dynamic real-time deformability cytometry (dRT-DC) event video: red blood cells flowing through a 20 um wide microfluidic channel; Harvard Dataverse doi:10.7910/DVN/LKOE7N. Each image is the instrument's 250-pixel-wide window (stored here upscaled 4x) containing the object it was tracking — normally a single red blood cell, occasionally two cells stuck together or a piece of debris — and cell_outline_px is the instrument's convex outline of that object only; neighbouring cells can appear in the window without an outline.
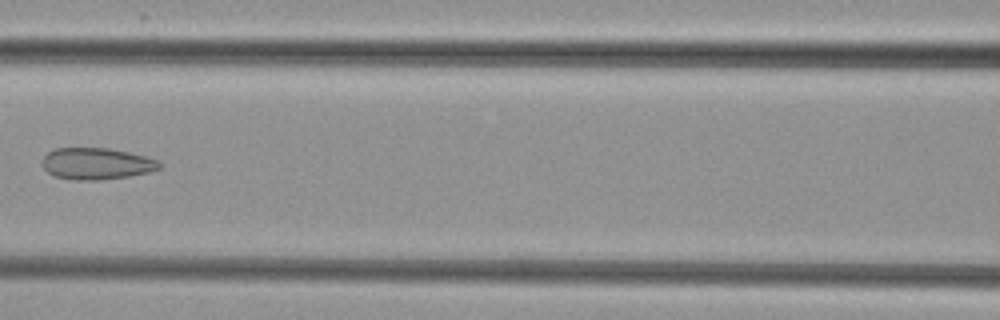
{"species": "common noctule bat (a hibernating species)", "species_latin": "Nyctalus noctula", "temperature_condition": "cold", "stored_images_in_passage": 5, "camera_frame_rate_fps": 3000, "um_per_image_px": 0.085, "animal": {"sex": "female", "body_mass_g": 29.2, "forearm_length_mm": 56.3}, "frame": {"image": 1, "passage_image": 5, "time_ms": 4.667, "image_size_px": [1000, 320], "cell_outline_px": [[160, 168], [148, 172], [128, 176], [100, 180], [72, 180], [52, 176], [40, 164], [44, 156], [48, 152], [56, 148], [108, 148], [128, 152], [160, 160]], "centroid_in_image_um": [8.16, 13.91], "position_along_channel_um": 158.4, "area_um2": 21.68}}